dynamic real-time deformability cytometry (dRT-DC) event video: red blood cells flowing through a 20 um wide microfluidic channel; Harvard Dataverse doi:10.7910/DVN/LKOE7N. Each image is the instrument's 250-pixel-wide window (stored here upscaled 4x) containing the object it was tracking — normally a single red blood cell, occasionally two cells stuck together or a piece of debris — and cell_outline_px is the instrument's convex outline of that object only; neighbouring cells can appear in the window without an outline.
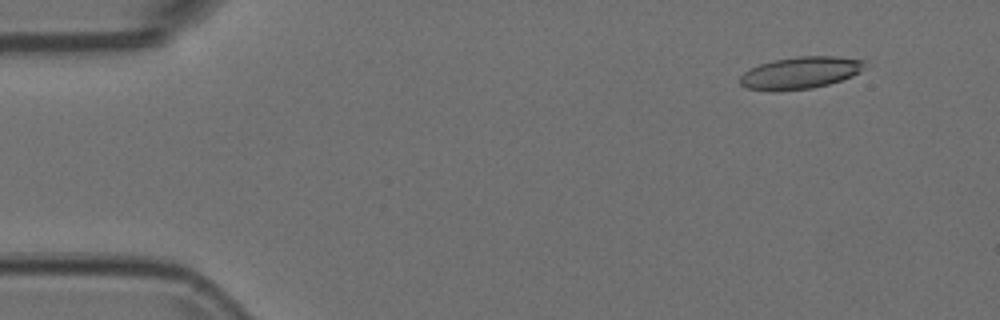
{"species": "Egyptian fruit bat (a non-hibernating species)", "species_latin": "Rousettus aegyptiacus", "temperature_condition": "room temperature", "stored_images_in_passage": 49, "camera_frame_rate_fps": 3000, "um_per_image_px": 0.085, "animal": {"sex": "female"}, "frame": {"image": 1, "passage_image": 1, "time_ms": 0.0, "image_size_px": [1000, 320], "cell_outline_px": [[868, 60], [860, 72], [852, 76], [828, 84], [812, 88], [772, 92], [748, 88], [740, 84], [740, 76], [744, 72], [760, 64], [772, 60], [796, 56], [836, 56]], "centroid_in_image_um": [68.04, 6.18], "position_along_channel_um": 17.0, "area_um2": 23.47}}
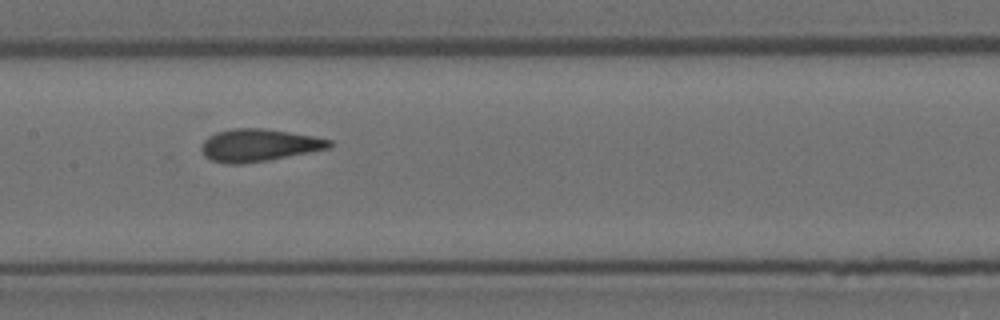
{"frame": {"image": 2, "passage_image": 22, "time_ms": 7.0, "image_size_px": [1000, 320], "cell_outline_px": [[332, 144], [328, 148], [268, 160], [240, 164], [224, 164], [212, 160], [204, 156], [200, 148], [204, 140], [208, 136], [216, 132], [232, 128], [264, 128], [312, 136], [332, 140]], "centroid_in_image_um": [21.93, 12.34], "position_along_channel_um": 185.5, "area_um2": 24.04}}
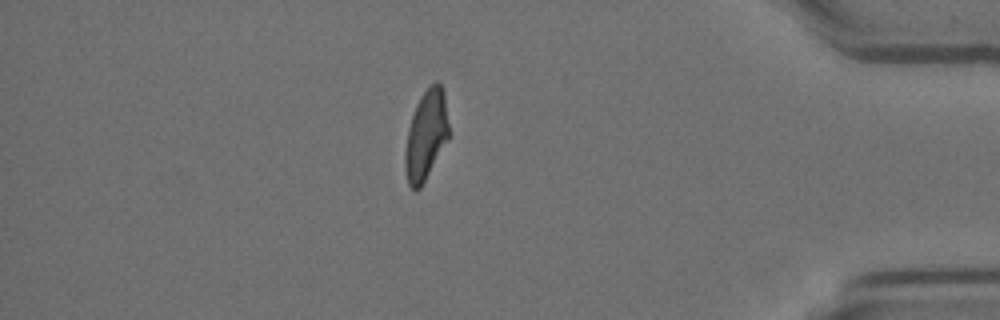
{"frame": {"image": 3, "passage_image": 42, "time_ms": 13.667, "image_size_px": [1000, 320], "cell_outline_px": [[448, 140], [420, 188], [416, 192], [408, 184], [404, 168], [404, 152], [408, 128], [416, 104], [420, 96], [436, 80], [440, 84], [444, 92], [448, 124]], "centroid_in_image_um": [36.19, 11.51], "position_along_channel_um": 399.0, "area_um2": 22.77}}